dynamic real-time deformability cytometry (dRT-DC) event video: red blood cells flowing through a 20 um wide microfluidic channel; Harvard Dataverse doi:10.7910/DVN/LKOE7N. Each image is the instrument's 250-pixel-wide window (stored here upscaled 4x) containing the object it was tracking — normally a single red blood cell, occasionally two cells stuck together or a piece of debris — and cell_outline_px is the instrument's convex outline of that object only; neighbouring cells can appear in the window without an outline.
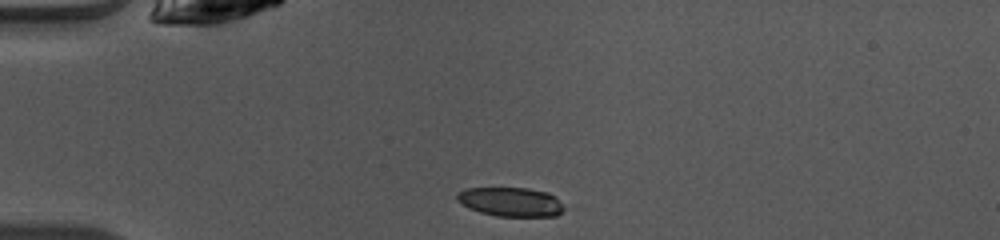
{"species": "common noctule bat (a hibernating species)", "species_latin": "Nyctalus noctula", "temperature_condition": "warm", "stored_images_in_passage": 38, "camera_frame_rate_fps": 3000, "um_per_image_px": 0.085, "animal": {"sex": "female", "body_mass_g": 10.0, "forearm_length_mm": 53.1}, "frame": {"image": 1, "passage_image": 1, "time_ms": 0.0, "image_size_px": [1000, 240], "cell_outline_px": [[564, 208], [556, 216], [496, 216], [480, 212], [468, 208], [456, 200], [456, 192], [464, 188], [528, 188], [548, 192], [556, 196]], "centroid_in_image_um": [43.37, 17.15], "position_along_channel_um": 41.6, "area_um2": 18.26}}
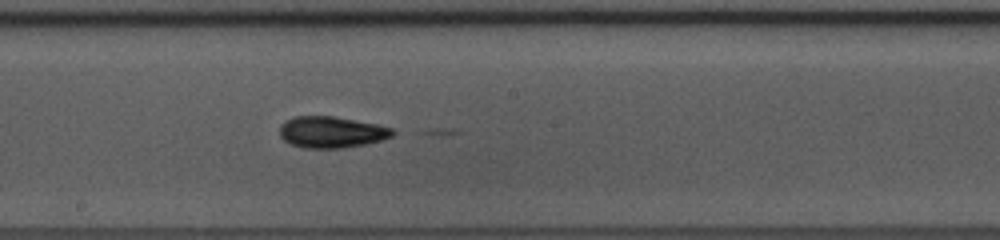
{"frame": {"image": 2, "passage_image": 16, "time_ms": 5.0, "image_size_px": [1000, 240], "cell_outline_px": [[396, 132], [392, 136], [380, 140], [364, 144], [344, 148], [304, 148], [292, 144], [284, 140], [280, 136], [280, 124], [284, 120], [296, 116], [336, 116], [376, 124], [392, 128]], "centroid_in_image_um": [28.15, 11.22], "position_along_channel_um": 220.0, "area_um2": 20.69}}
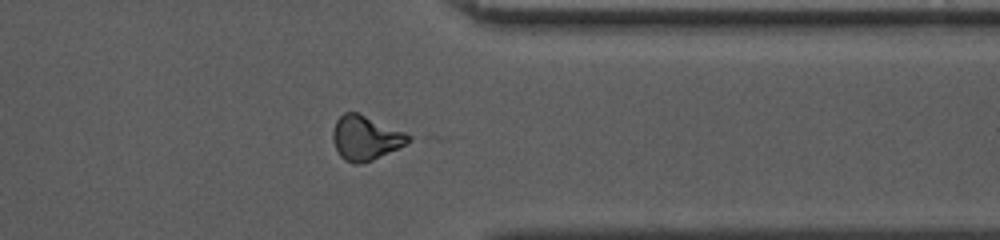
{"frame": {"image": 3, "passage_image": 28, "time_ms": 9.0, "image_size_px": [1000, 240], "cell_outline_px": [[412, 140], [400, 148], [372, 160], [360, 164], [352, 164], [344, 160], [340, 156], [332, 140], [332, 132], [336, 120], [344, 112], [356, 112], [404, 132], [412, 136]], "centroid_in_image_um": [31.06, 11.74], "position_along_channel_um": 380.3, "area_um2": 19.54}}